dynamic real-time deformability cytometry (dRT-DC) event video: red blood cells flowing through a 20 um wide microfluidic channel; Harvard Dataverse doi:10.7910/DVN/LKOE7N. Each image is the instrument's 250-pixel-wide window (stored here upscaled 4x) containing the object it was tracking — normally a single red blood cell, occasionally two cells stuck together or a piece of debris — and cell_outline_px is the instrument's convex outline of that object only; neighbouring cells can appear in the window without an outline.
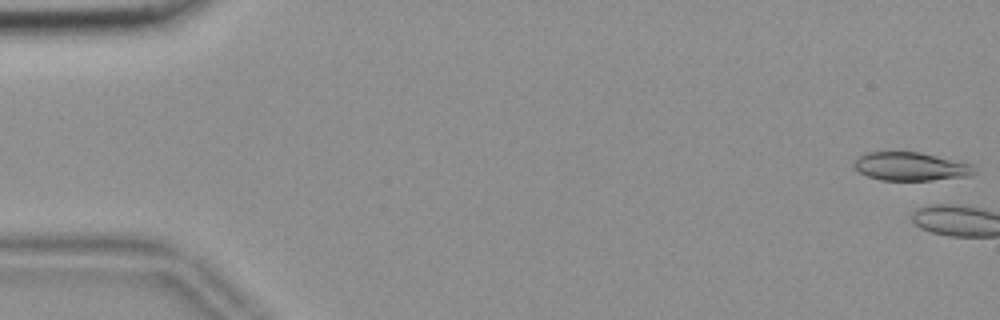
{"species": "common noctule bat (a hibernating species)", "species_latin": "Nyctalus noctula", "temperature_condition": "room temperature", "stored_images_in_passage": 4, "camera_frame_rate_fps": 3000, "um_per_image_px": 0.085, "animal": {"sex": "female", "body_mass_g": 18.4}, "frame": {"image": 1, "passage_image": 1, "time_ms": 0.0, "image_size_px": [1000, 320], "cell_outline_px": [[976, 172], [972, 176], [932, 180], [880, 180], [868, 176], [860, 172], [852, 164], [860, 156], [868, 152], [920, 152], [972, 164]], "centroid_in_image_um": [77.44, 14.16], "position_along_channel_um": 7.6, "area_um2": 19.83}}